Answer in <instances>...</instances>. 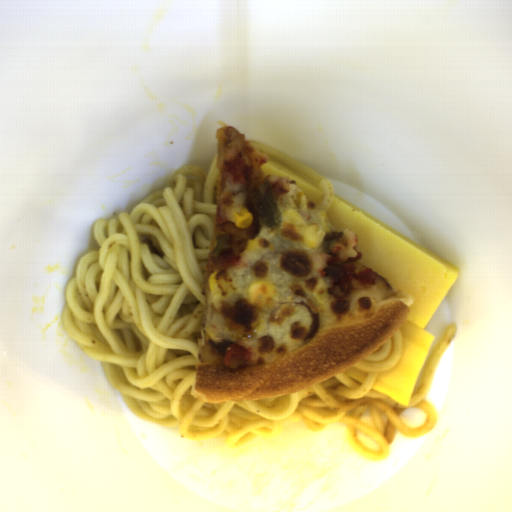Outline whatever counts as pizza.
I'll use <instances>...</instances> for the list:
<instances>
[{
  "instance_id": "2",
  "label": "pizza",
  "mask_w": 512,
  "mask_h": 512,
  "mask_svg": "<svg viewBox=\"0 0 512 512\" xmlns=\"http://www.w3.org/2000/svg\"><path fill=\"white\" fill-rule=\"evenodd\" d=\"M276 201L282 215L285 211H296L308 225H320V213L308 208L307 197L304 191L297 186L289 184L287 193L279 196Z\"/></svg>"
},
{
  "instance_id": "1",
  "label": "pizza",
  "mask_w": 512,
  "mask_h": 512,
  "mask_svg": "<svg viewBox=\"0 0 512 512\" xmlns=\"http://www.w3.org/2000/svg\"><path fill=\"white\" fill-rule=\"evenodd\" d=\"M253 238L262 248L244 250L225 269L231 291L215 295L204 277V325L190 395L208 403L258 400L312 387L366 357L397 332L413 308V298L394 289L375 269V285L352 286L343 297L329 293V277L313 262L317 248L294 234L271 233L259 217ZM252 238V239H253ZM273 284L265 306L249 304L250 283ZM251 351L250 359L223 363L228 345Z\"/></svg>"
}]
</instances>
